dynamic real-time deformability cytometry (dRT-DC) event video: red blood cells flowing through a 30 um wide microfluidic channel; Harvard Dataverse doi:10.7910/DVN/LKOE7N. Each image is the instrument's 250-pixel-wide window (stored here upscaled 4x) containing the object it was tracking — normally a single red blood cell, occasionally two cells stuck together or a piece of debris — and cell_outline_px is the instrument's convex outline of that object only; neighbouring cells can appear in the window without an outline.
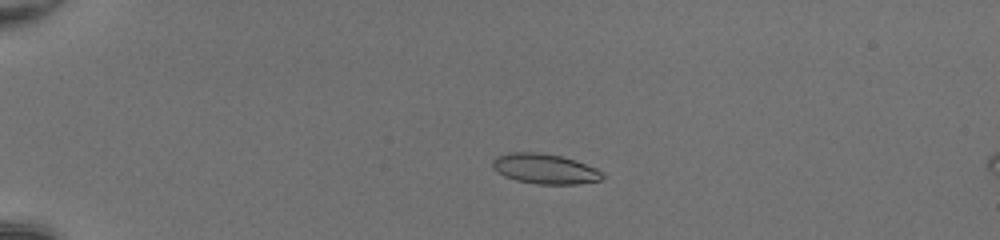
{"species": "common noctule bat (a hibernating species)", "species_latin": "Nyctalus noctula", "temperature_condition": "room temperature", "stored_images_in_passage": 53, "camera_frame_rate_fps": 3000, "um_per_image_px": 0.085, "animal": {"sex": "female", "body_mass_g": 20.0, "forearm_length_mm": 54.0}, "frame": {"image": 1, "passage_image": 15, "time_ms": 4.667, "image_size_px": [1000, 240], "cell_outline_px": [[608, 176], [600, 180], [576, 184], [536, 184], [516, 180], [504, 176], [496, 172], [492, 168], [492, 160], [496, 156], [508, 152], [540, 152], [560, 156], [596, 168], [604, 172]], "centroid_in_image_um": [46.29, 14.35], "position_along_channel_um": 38.7, "area_um2": 19.42}}
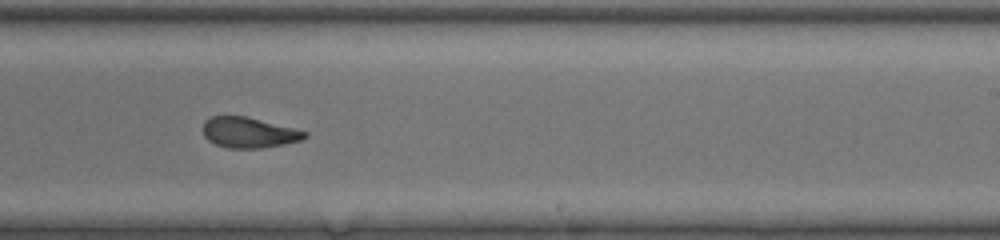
{"frame": {"image": 2, "passage_image": 36, "time_ms": 11.667, "image_size_px": [1000, 240], "cell_outline_px": [[308, 136], [300, 140], [284, 144], [260, 148], [228, 148], [216, 144], [208, 140], [204, 136], [204, 120], [208, 116], [248, 116], [308, 132]], "centroid_in_image_um": [21.14, 11.25], "position_along_channel_um": 267.9, "area_um2": 18.09}}
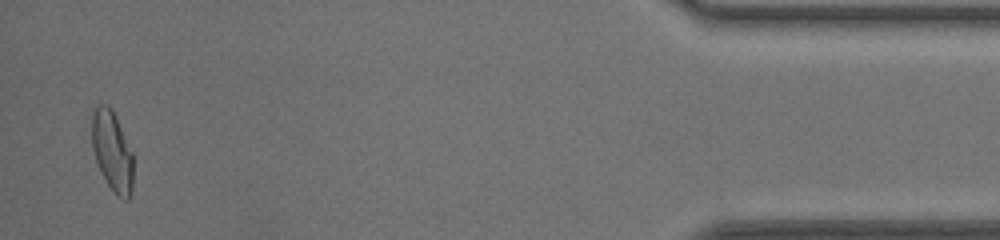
{"frame": {"image": 3, "passage_image": 52, "time_ms": 17.0, "image_size_px": [1000, 240], "cell_outline_px": [[132, 192], [128, 200], [124, 200], [116, 196], [112, 192], [96, 160], [92, 148], [92, 112], [100, 104], [108, 104], [112, 108], [132, 152]], "centroid_in_image_um": [9.54, 12.86], "position_along_channel_um": 425.7, "area_um2": 19.19}, "authors_computed_cell_mechanics": {"area_um2": 19.1896, "velocity_mm_per_s": 4.2244, "shape_relaxation_time_tau1_ms": 10.4249, "shape_relaxation_time_tau2_ms": 1.5209, "deformation_change_tau1": 0.2694, "deformation_change_tau2": 0.0852}}